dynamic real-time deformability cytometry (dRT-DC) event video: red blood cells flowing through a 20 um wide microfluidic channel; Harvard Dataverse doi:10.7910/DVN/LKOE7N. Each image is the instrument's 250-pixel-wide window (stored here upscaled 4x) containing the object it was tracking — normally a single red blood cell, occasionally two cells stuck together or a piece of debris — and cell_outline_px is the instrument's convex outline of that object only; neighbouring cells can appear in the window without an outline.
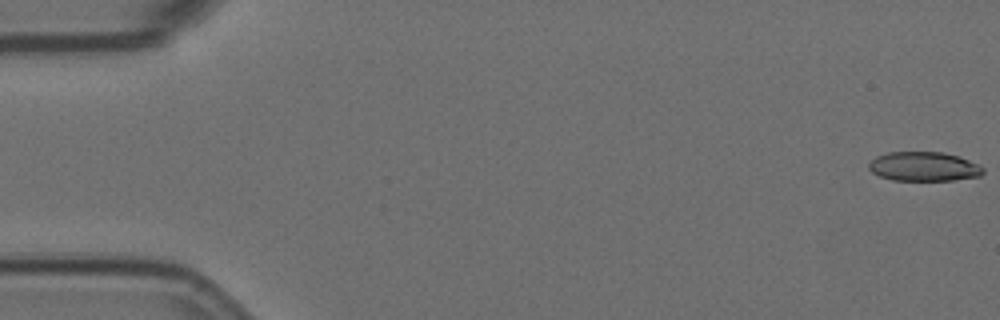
{"species": "Egyptian fruit bat (a non-hibernating species)", "species_latin": "Rousettus aegyptiacus", "temperature_condition": "room temperature", "stored_images_in_passage": 5, "camera_frame_rate_fps": 3000, "um_per_image_px": 0.085, "animal": {"sex": "female"}, "frame": {"image": 1, "passage_image": 1, "time_ms": 0.0, "image_size_px": [1000, 320], "cell_outline_px": [[984, 172], [980, 176], [952, 180], [892, 180], [880, 176], [872, 172], [868, 168], [868, 164], [876, 156], [888, 152], [944, 152], [960, 156], [980, 164], [984, 168]], "centroid_in_image_um": [78.56, 14.14], "position_along_channel_um": 6.4, "area_um2": 19.65}}
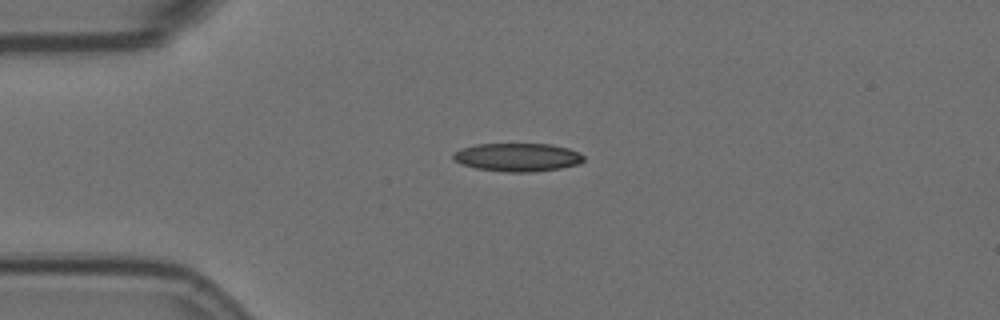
{"frame": {"image": 2, "passage_image": 4, "time_ms": 4.333, "image_size_px": [1000, 320], "cell_outline_px": [[584, 160], [580, 164], [560, 168], [528, 172], [504, 172], [476, 168], [460, 164], [452, 160], [452, 152], [460, 148], [476, 144], [552, 144], [568, 148], [580, 152], [584, 156]], "centroid_in_image_um": [43.96, 13.36], "position_along_channel_um": 41.0, "area_um2": 21.79}}